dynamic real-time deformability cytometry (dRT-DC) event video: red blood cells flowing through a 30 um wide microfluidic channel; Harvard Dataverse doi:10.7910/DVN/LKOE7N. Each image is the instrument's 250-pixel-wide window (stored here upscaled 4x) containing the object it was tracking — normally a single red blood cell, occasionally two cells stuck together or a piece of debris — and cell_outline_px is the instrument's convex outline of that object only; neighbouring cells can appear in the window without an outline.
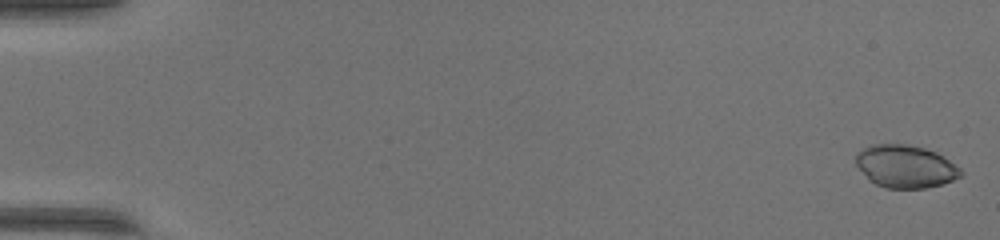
{"species": "common noctule bat (a hibernating species)", "species_latin": "Nyctalus noctula", "temperature_condition": "warm", "stored_images_in_passage": 50, "camera_frame_rate_fps": 3000, "um_per_image_px": 0.085, "animal": {"sex": "female", "body_mass_g": 17.0, "forearm_length_mm": 48.0}, "frame": {"image": 1, "passage_image": 1, "time_ms": 0.0, "image_size_px": [1000, 240], "cell_outline_px": [[964, 176], [944, 184], [928, 188], [884, 188], [868, 180], [856, 164], [856, 152], [872, 144], [908, 144], [924, 148], [936, 152], [960, 168], [964, 172]], "centroid_in_image_um": [76.98, 14.16], "position_along_channel_um": 8.0, "area_um2": 26.36}}
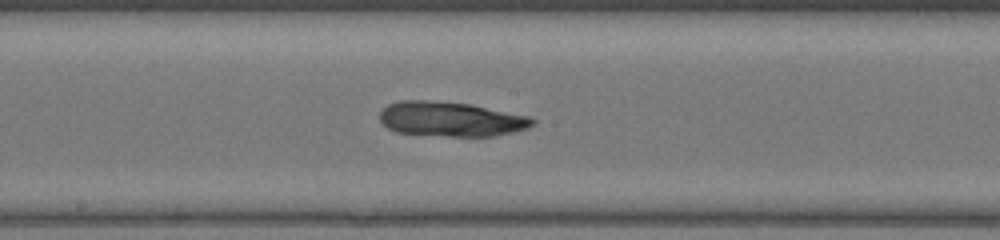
{"frame": {"image": 2, "passage_image": 28, "time_ms": 9.0, "image_size_px": [1000, 240], "cell_outline_px": [[536, 124], [528, 128], [496, 136], [448, 136], [396, 132], [388, 128], [380, 120], [380, 112], [388, 104], [400, 100], [424, 100], [468, 104], [532, 116], [536, 120]], "centroid_in_image_um": [38.37, 10.12], "position_along_channel_um": 209.8, "area_um2": 30.87}}
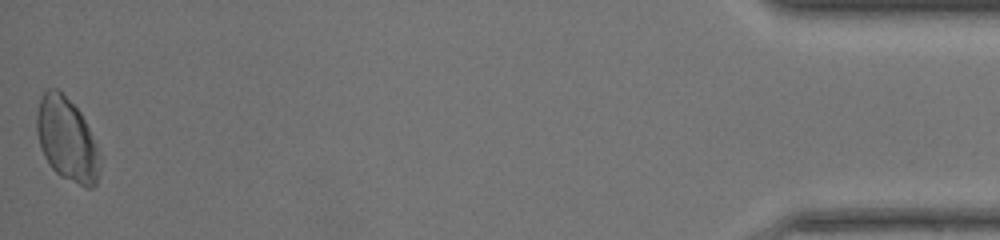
{"frame": {"image": 3, "passage_image": 50, "time_ms": 16.333, "image_size_px": [1000, 240], "cell_outline_px": [[96, 184], [92, 188], [84, 188], [60, 176], [52, 168], [44, 156], [40, 148], [36, 132], [36, 112], [40, 96], [48, 88], [56, 88], [80, 112], [88, 128], [96, 148]], "centroid_in_image_um": [5.59, 11.84], "position_along_channel_um": 429.6, "area_um2": 29.88}, "authors_computed_cell_mechanics": {"area_um2": 29.7381, "velocity_mm_per_s": 4.23, "shape_relaxation_time_tau1_ms": null, "shape_relaxation_time_tau2_ms": 4.1459, "deformation_change_tau1": null, "deformation_change_tau2": 0.1017}}